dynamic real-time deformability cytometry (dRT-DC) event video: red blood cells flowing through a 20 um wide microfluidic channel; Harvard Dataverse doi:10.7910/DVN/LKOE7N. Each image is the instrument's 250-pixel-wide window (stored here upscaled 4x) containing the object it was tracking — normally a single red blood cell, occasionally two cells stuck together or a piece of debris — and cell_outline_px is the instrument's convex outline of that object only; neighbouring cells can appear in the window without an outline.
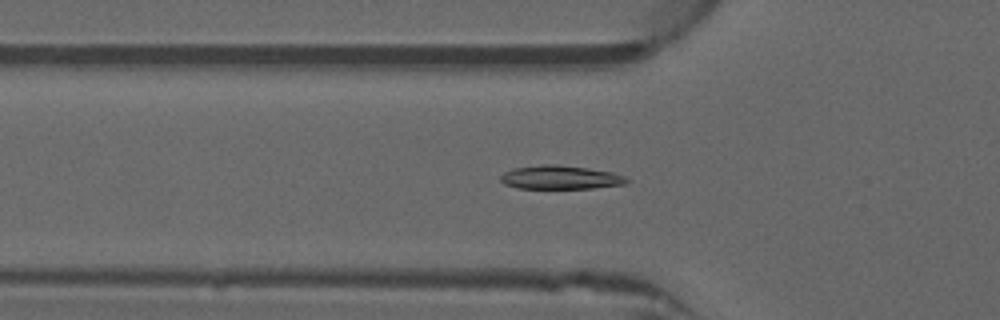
{"species": "common noctule bat (a hibernating species)", "species_latin": "Nyctalus noctula", "temperature_condition": "warm", "stored_images_in_passage": 52, "camera_frame_rate_fps": 3000, "um_per_image_px": 0.085, "animal": {"sex": "male", "forearm_length_mm": 52.5}, "frame": {"image": 1, "passage_image": 17, "time_ms": 5.333, "image_size_px": [1000, 320], "cell_outline_px": [[632, 180], [624, 184], [592, 188], [516, 188], [504, 184], [500, 180], [500, 176], [504, 172], [512, 168], [540, 164], [556, 164], [588, 168], [612, 172], [624, 176]], "centroid_in_image_um": [47.61, 15.07], "position_along_channel_um": 78.2, "area_um2": 17.51}}
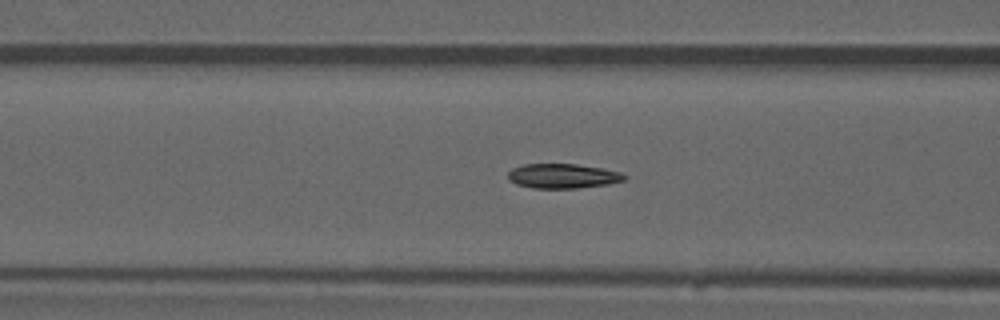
{"frame": {"image": 2, "passage_image": 20, "time_ms": 6.333, "image_size_px": [1000, 320], "cell_outline_px": [[628, 176], [624, 180], [608, 184], [576, 188], [532, 188], [516, 184], [508, 180], [508, 172], [512, 168], [524, 164], [576, 164], [600, 168], [620, 172]], "centroid_in_image_um": [47.81, 14.96], "position_along_channel_um": 118.8, "area_um2": 16.65}}
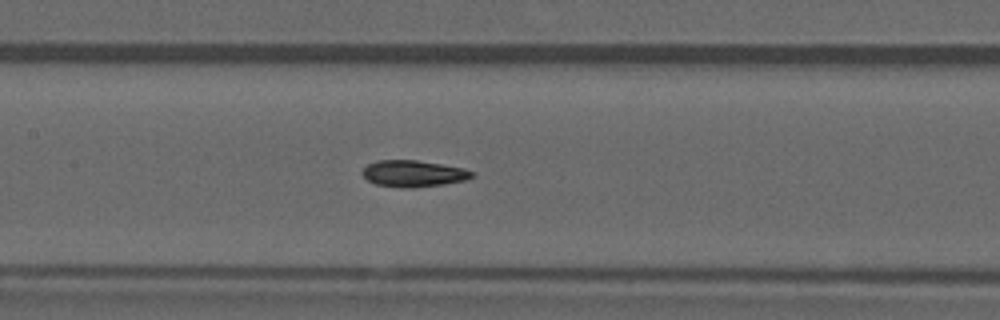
{"frame": {"image": 3, "passage_image": 24, "time_ms": 7.667, "image_size_px": [1000, 320], "cell_outline_px": [[476, 176], [468, 180], [444, 184], [412, 188], [404, 188], [376, 184], [368, 180], [360, 172], [368, 164], [376, 160], [416, 160], [464, 168], [476, 172]], "centroid_in_image_um": [35.19, 14.75], "position_along_channel_um": 172.2, "area_um2": 17.11}, "authors_computed_cell_mechanics": {"area_um2": 16.8487, "velocity_mm_per_s": 4.0052, "shape_relaxation_time_tau1_ms": 9.2943, "shape_relaxation_time_tau2_ms": 8.0232, "deformation_change_tau1": 0.2418, "deformation_change_tau2": 0.0783}}